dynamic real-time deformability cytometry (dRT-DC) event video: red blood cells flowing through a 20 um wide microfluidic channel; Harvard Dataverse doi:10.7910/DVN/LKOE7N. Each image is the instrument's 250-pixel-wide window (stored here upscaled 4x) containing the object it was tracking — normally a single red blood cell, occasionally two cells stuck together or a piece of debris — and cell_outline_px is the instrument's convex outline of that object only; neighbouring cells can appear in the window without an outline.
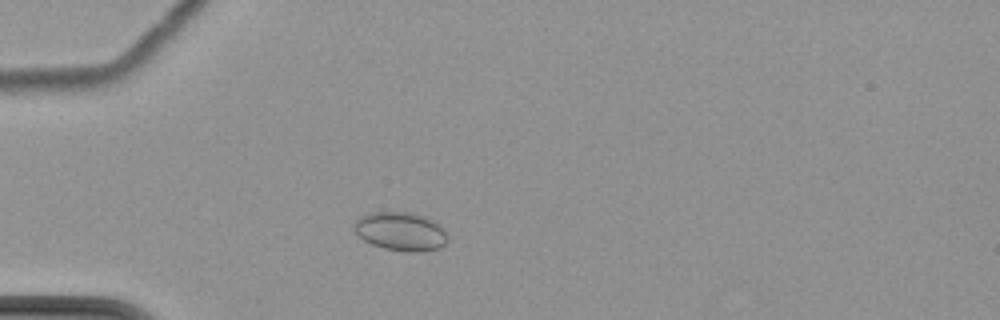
{"species": "common noctule bat (a hibernating species)", "species_latin": "Nyctalus noctula", "temperature_condition": "cold", "stored_images_in_passage": 2, "camera_frame_rate_fps": 3000, "um_per_image_px": 0.085, "animal": {"sex": "female", "body_mass_g": 22.7, "forearm_length_mm": 54.2}, "frame": {"image": 1, "passage_image": 1, "time_ms": 0.0, "image_size_px": [1000, 320], "cell_outline_px": [[448, 240], [440, 248], [420, 252], [408, 252], [384, 248], [372, 244], [364, 240], [352, 228], [352, 224], [360, 216], [368, 212], [412, 212], [424, 216], [432, 220], [444, 232]], "centroid_in_image_um": [34.01, 19.66], "position_along_channel_um": 51.0, "area_um2": 20.98}}